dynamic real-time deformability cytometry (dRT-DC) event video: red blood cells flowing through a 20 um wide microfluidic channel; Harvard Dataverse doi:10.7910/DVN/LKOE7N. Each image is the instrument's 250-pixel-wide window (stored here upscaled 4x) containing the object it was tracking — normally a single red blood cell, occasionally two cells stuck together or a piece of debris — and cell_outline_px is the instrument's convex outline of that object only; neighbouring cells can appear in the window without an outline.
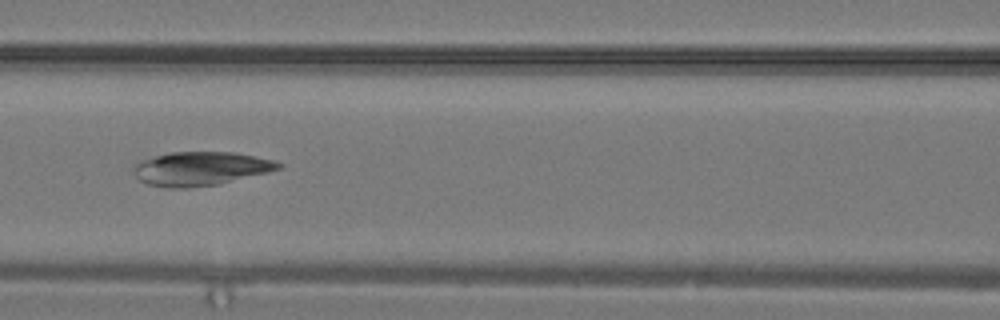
{"species": "common noctule bat (a hibernating species)", "species_latin": "Nyctalus noctula", "temperature_condition": "warm", "stored_images_in_passage": 21, "camera_frame_rate_fps": 3000, "um_per_image_px": 0.085, "animal": {"sex": "male", "body_mass_g": 19.2, "forearm_length_mm": 51.8}, "frame": {"image": 1, "passage_image": 14, "time_ms": 4.333, "image_size_px": [1000, 320], "cell_outline_px": [[284, 164], [280, 168], [268, 172], [220, 184], [188, 188], [168, 188], [148, 184], [140, 180], [132, 172], [132, 168], [136, 164], [144, 160], [168, 152], [236, 152], [276, 160]], "centroid_in_image_um": [17.08, 14.33], "position_along_channel_um": 149.5, "area_um2": 28.67}}
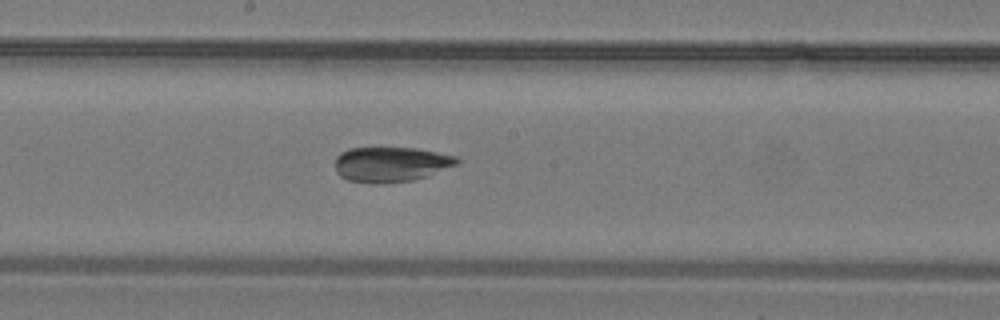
{"frame": {"image": 2, "passage_image": 17, "time_ms": 5.333, "image_size_px": [1000, 320], "cell_outline_px": [[460, 160], [456, 164], [428, 176], [412, 180], [348, 180], [340, 176], [336, 172], [336, 156], [340, 152], [348, 148], [416, 148], [456, 156]], "centroid_in_image_um": [33.24, 13.91], "position_along_channel_um": 215.0, "area_um2": 23.87}}
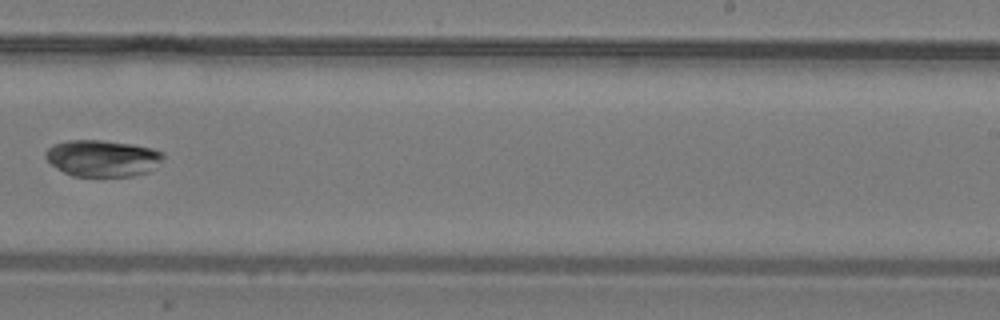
{"frame": {"image": 3, "passage_image": 20, "time_ms": 6.333, "image_size_px": [1000, 320], "cell_outline_px": [[164, 156], [148, 172], [132, 176], [72, 176], [64, 172], [52, 164], [44, 156], [44, 152], [52, 144], [68, 140], [104, 140], [132, 144], [152, 148], [164, 152]], "centroid_in_image_um": [8.68, 13.43], "position_along_channel_um": 280.3, "area_um2": 25.03}}